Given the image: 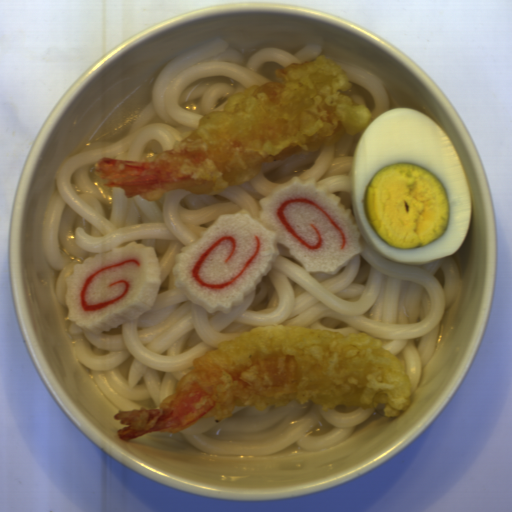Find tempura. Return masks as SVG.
I'll return each instance as SVG.
<instances>
[{"label":"tempura","instance_id":"tempura-1","mask_svg":"<svg viewBox=\"0 0 512 512\" xmlns=\"http://www.w3.org/2000/svg\"><path fill=\"white\" fill-rule=\"evenodd\" d=\"M405 362L365 333L342 334L302 326H256L225 339L193 360L175 392L158 409L118 410L121 442L149 432L178 433L203 417L219 423L235 407L282 408L311 400L324 412L337 405L363 410L384 405L394 417L411 404Z\"/></svg>","mask_w":512,"mask_h":512},{"label":"tempura","instance_id":"tempura-2","mask_svg":"<svg viewBox=\"0 0 512 512\" xmlns=\"http://www.w3.org/2000/svg\"><path fill=\"white\" fill-rule=\"evenodd\" d=\"M274 74L282 82L231 94L223 110L205 113L188 137L155 161L104 157L95 161L94 176L106 181L103 186L122 188L126 199L154 202L175 190L214 196L253 179L265 164L317 152L369 124V108L338 91L353 85L325 54Z\"/></svg>","mask_w":512,"mask_h":512}]
</instances>
